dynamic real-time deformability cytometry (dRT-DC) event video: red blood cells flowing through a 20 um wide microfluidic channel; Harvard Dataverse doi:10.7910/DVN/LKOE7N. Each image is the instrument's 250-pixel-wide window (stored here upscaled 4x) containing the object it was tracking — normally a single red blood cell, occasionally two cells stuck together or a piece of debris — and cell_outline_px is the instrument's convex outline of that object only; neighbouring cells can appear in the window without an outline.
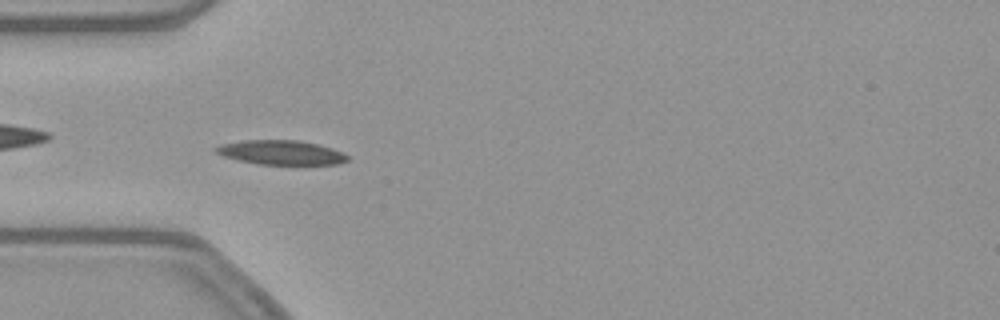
{"species": "common noctule bat (a hibernating species)", "species_latin": "Nyctalus noctula", "temperature_condition": "warm", "stored_images_in_passage": 53, "camera_frame_rate_fps": 3000, "um_per_image_px": 0.085, "animal": {"sex": "female", "body_mass_g": 21.9}, "frame": {"image": 1, "passage_image": 16, "time_ms": 5.0, "image_size_px": [1000, 320], "cell_outline_px": [[348, 160], [336, 164], [260, 164], [240, 160], [224, 156], [216, 152], [212, 148], [220, 144], [244, 140], [300, 140], [332, 148], [344, 152], [348, 156]], "centroid_in_image_um": [23.89, 12.95], "position_along_channel_um": 61.1, "area_um2": 18.55}}
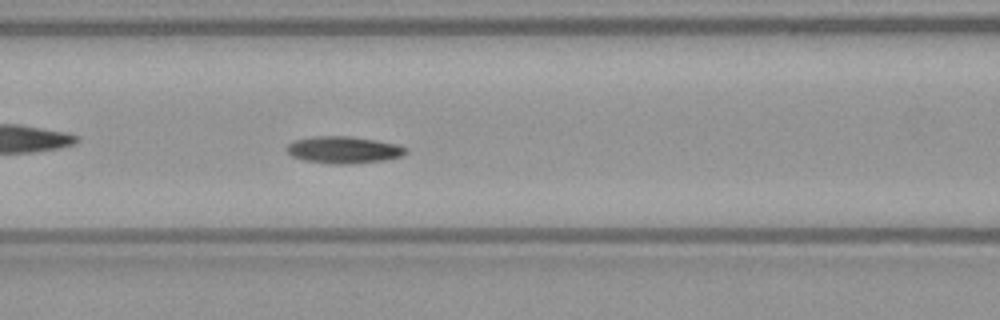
{"frame": {"image": 2, "passage_image": 22, "time_ms": 7.0, "image_size_px": [1000, 320], "cell_outline_px": [[408, 152], [404, 156], [384, 160], [348, 164], [332, 164], [304, 160], [292, 156], [284, 148], [292, 140], [312, 136], [348, 136], [376, 140], [396, 144], [408, 148]], "centroid_in_image_um": [29.2, 12.73], "position_along_channel_um": 137.4, "area_um2": 18.9}}
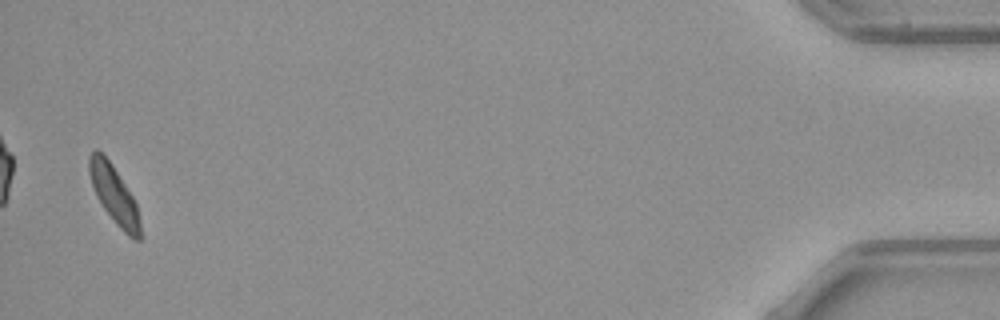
{"frame": {"image": 3, "passage_image": 52, "time_ms": 17.0, "image_size_px": [1000, 320], "cell_outline_px": [[140, 240], [136, 240], [128, 236], [116, 224], [104, 208], [96, 196], [88, 172], [88, 156], [96, 148], [112, 164], [132, 196], [136, 204], [140, 224]], "centroid_in_image_um": [9.67, 16.53], "position_along_channel_um": 425.5, "area_um2": 16.88}, "authors_computed_cell_mechanics": {"area_um2": 17.8024, "velocity_mm_per_s": 3.8435, "shape_relaxation_time_tau1_ms": 6.5504, "shape_relaxation_time_tau2_ms": null, "deformation_change_tau1": 0.148, "deformation_change_tau2": null}}